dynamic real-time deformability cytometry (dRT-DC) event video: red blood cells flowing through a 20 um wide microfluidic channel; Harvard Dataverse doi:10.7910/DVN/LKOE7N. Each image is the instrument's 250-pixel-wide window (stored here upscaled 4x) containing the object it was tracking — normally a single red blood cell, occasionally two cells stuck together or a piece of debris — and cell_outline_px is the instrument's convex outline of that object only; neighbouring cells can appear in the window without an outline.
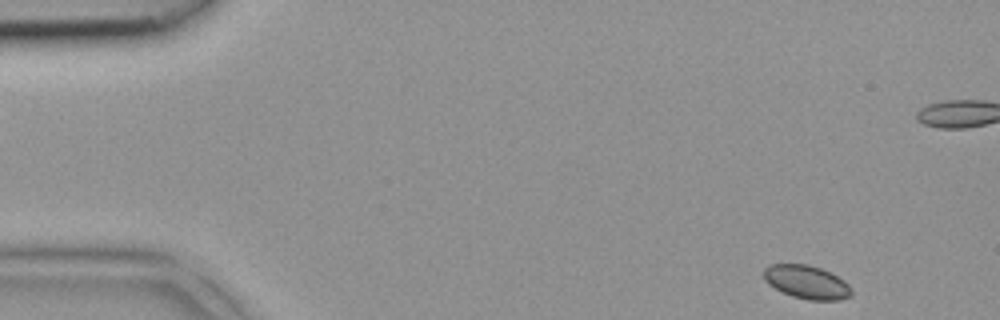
{"species": "common noctule bat (a hibernating species)", "species_latin": "Nyctalus noctula", "temperature_condition": "room temperature", "stored_images_in_passage": 3, "camera_frame_rate_fps": 3000, "um_per_image_px": 0.085, "animal": {"sex": "female", "body_mass_g": 18.4}, "frame": {"image": 1, "passage_image": 3, "time_ms": 0.667, "image_size_px": [1000, 320], "cell_outline_px": [[852, 292], [848, 296], [840, 300], [808, 300], [792, 296], [768, 284], [764, 280], [764, 268], [768, 264], [808, 264], [820, 268], [844, 280], [852, 288]], "centroid_in_image_um": [68.55, 23.97], "position_along_channel_um": 16.4, "area_um2": 16.99}}